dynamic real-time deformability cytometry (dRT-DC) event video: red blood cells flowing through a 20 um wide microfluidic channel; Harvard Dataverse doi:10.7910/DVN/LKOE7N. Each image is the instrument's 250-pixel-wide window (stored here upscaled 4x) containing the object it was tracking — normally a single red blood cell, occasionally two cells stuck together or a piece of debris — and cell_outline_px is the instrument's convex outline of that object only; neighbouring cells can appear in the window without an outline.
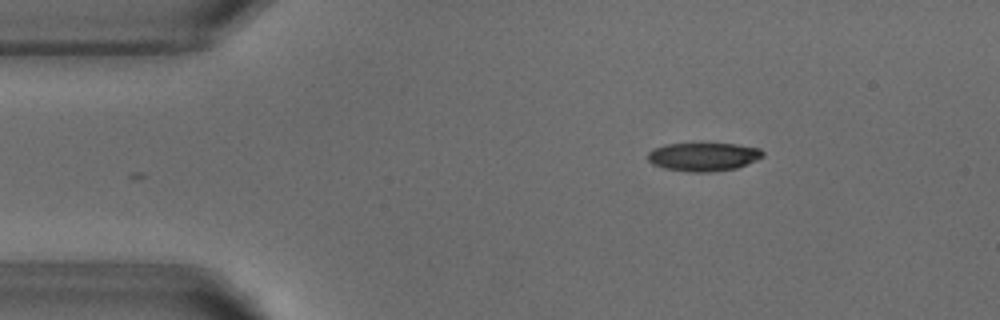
{"species": "common noctule bat (a hibernating species)", "species_latin": "Nyctalus noctula", "temperature_condition": "warm", "stored_images_in_passage": 34, "camera_frame_rate_fps": 3000, "um_per_image_px": 0.085, "animal": {"sex": "male", "body_mass_g": 18.8}, "frame": {"image": 1, "passage_image": 2, "time_ms": 0.333, "image_size_px": [1000, 320], "cell_outline_px": [[764, 156], [756, 160], [736, 168], [712, 172], [688, 172], [664, 168], [652, 164], [648, 160], [648, 152], [652, 148], [668, 144], [736, 144], [760, 148], [764, 152]], "centroid_in_image_um": [59.78, 13.33], "position_along_channel_um": 25.2, "area_um2": 19.07}}
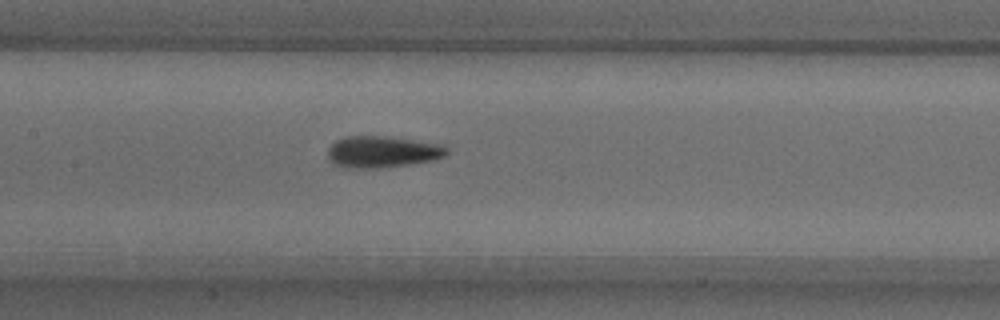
{"frame": {"image": 2, "passage_image": 18, "time_ms": 5.667, "image_size_px": [1000, 320], "cell_outline_px": [[448, 152], [444, 156], [436, 160], [380, 168], [344, 168], [332, 164], [328, 160], [328, 148], [336, 140], [344, 136], [384, 136], [444, 144], [448, 148]], "centroid_in_image_um": [32.48, 12.91], "position_along_channel_um": 174.9, "area_um2": 22.2}}
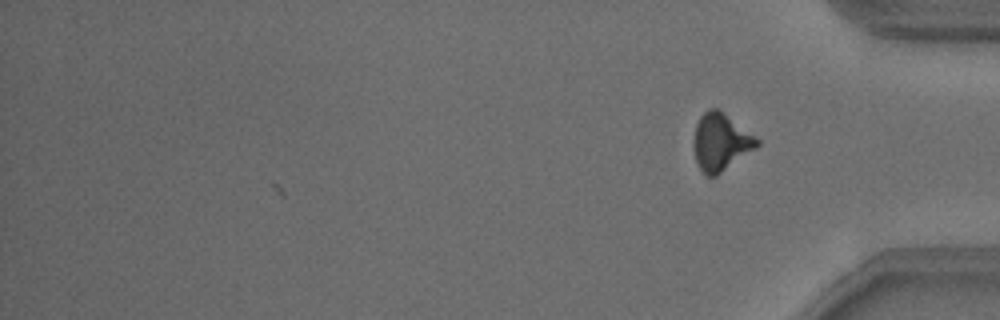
{"frame": {"image": 3, "passage_image": 34, "time_ms": 11.0, "image_size_px": [1000, 320], "cell_outline_px": [[760, 144], [756, 148], [716, 176], [708, 176], [700, 168], [696, 160], [692, 148], [692, 144], [696, 124], [700, 116], [708, 108], [720, 108], [760, 140]], "centroid_in_image_um": [61.25, 12.04], "position_along_channel_um": 374.0, "area_um2": 21.33}, "authors_computed_cell_mechanics": {"area_um2": 20.9236, "velocity_mm_per_s": 3.8473, "shape_relaxation_time_tau1_ms": 3.8464, "shape_relaxation_time_tau2_ms": 2.1581, "deformation_change_tau1": 0.1741, "deformation_change_tau2": 0.102}}